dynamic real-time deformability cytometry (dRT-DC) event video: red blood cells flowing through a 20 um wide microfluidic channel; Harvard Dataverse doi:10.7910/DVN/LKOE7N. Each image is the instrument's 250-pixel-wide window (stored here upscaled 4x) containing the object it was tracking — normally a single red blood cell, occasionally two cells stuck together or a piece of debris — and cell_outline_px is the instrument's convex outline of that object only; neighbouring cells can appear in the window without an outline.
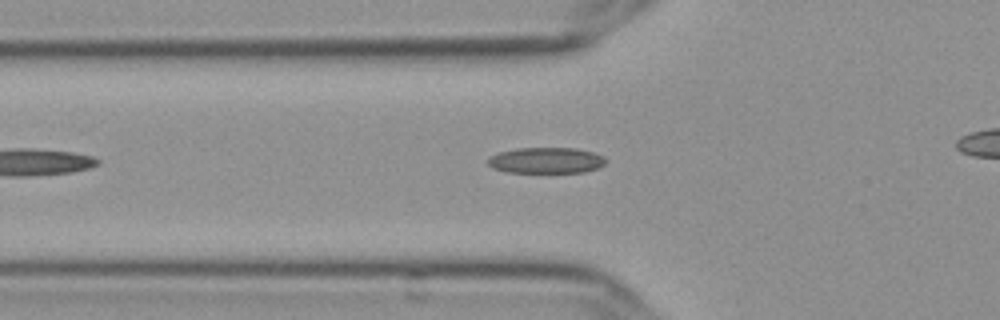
{"species": "Egyptian fruit bat (a non-hibernating species)", "species_latin": "Rousettus aegyptiacus", "temperature_condition": "cold", "stored_images_in_passage": 30, "camera_frame_rate_fps": 3000, "um_per_image_px": 0.085, "frame": {"image": 1, "passage_image": 9, "time_ms": 2.667, "image_size_px": [1000, 320], "cell_outline_px": [[608, 160], [600, 168], [584, 172], [508, 172], [492, 168], [488, 164], [488, 160], [492, 156], [500, 152], [516, 148], [576, 148], [592, 152], [604, 156]], "centroid_in_image_um": [46.47, 13.63], "position_along_channel_um": 79.3, "area_um2": 17.8}}
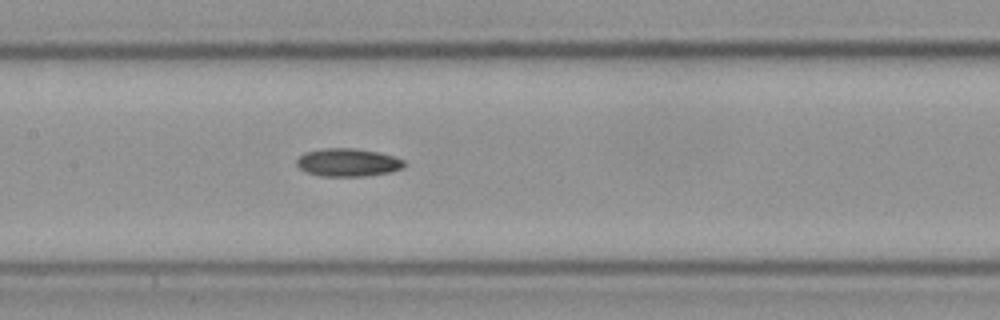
{"frame": {"image": 2, "passage_image": 17, "time_ms": 5.333, "image_size_px": [1000, 320], "cell_outline_px": [[404, 164], [400, 168], [388, 172], [364, 176], [320, 176], [308, 172], [300, 168], [296, 164], [296, 160], [304, 152], [324, 148], [352, 148], [376, 152], [392, 156], [404, 160]], "centroid_in_image_um": [29.51, 13.8], "position_along_channel_um": 177.9, "area_um2": 17.22}}
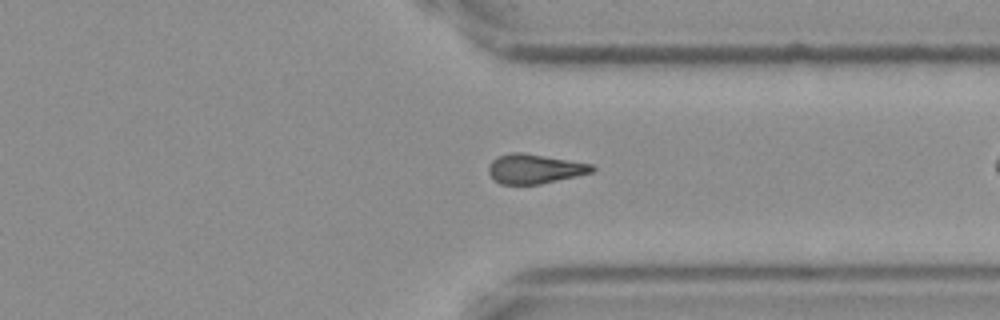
{"frame": {"image": 3, "passage_image": 29, "time_ms": 9.333, "image_size_px": [1000, 320], "cell_outline_px": [[596, 168], [592, 172], [576, 176], [540, 184], [500, 184], [488, 172], [488, 168], [492, 160], [500, 156], [512, 152], [520, 152], [592, 164]], "centroid_in_image_um": [45.44, 14.35], "position_along_channel_um": 366.0, "area_um2": 17.46}}